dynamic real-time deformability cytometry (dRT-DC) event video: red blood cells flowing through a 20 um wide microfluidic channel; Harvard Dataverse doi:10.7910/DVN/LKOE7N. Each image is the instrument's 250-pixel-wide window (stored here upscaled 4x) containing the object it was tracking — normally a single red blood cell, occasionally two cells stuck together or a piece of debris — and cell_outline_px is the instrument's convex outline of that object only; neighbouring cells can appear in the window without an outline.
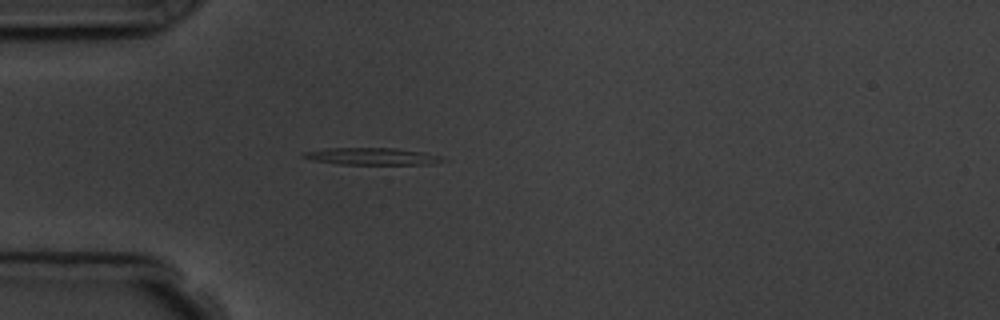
{"species": "common noctule bat (a hibernating species)", "species_latin": "Nyctalus noctula", "temperature_condition": "room temperature", "stored_images_in_passage": 1, "camera_frame_rate_fps": 3000, "um_per_image_px": 0.085, "animal": {"sex": "male", "body_mass_g": 19.5, "forearm_length_mm": 54.6}, "frame": {"image": 1, "passage_image": 1, "time_ms": 0.0, "image_size_px": [1000, 320], "cell_outline_px": [[448, 160], [428, 164], [336, 164], [312, 160], [300, 156], [300, 152], [328, 148], [396, 148], [424, 152], [440, 156]], "centroid_in_image_um": [31.56, 13.28], "position_along_channel_um": 53.4, "area_um2": 13.87}}